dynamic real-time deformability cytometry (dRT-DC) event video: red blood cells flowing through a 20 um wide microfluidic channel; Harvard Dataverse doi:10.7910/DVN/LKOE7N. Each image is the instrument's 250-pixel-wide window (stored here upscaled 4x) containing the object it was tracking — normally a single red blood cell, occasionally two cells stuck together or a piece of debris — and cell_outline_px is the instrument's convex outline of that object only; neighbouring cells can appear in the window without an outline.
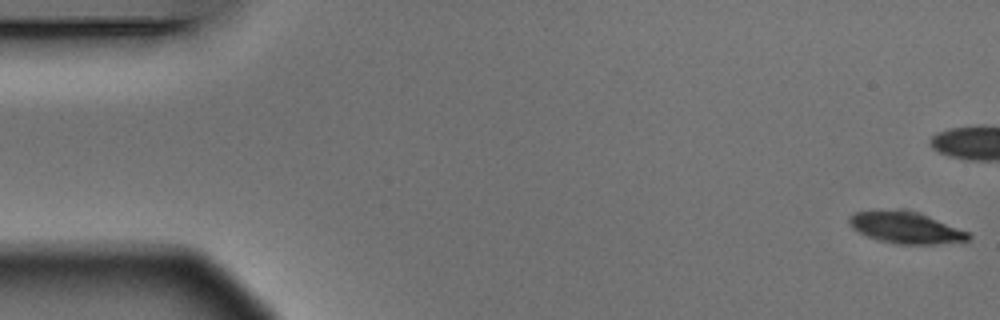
{"species": "Egyptian fruit bat (a non-hibernating species)", "species_latin": "Rousettus aegyptiacus", "temperature_condition": "warm", "stored_images_in_passage": 6, "camera_frame_rate_fps": 3000, "um_per_image_px": 0.085, "animal": {"sex": "male"}, "frame": {"image": 1, "passage_image": 1, "time_ms": 0.0, "image_size_px": [1000, 320], "cell_outline_px": [[972, 236], [968, 240], [936, 244], [896, 244], [880, 240], [868, 236], [852, 228], [848, 224], [848, 216], [856, 212], [912, 212], [936, 220], [968, 232]], "centroid_in_image_um": [76.97, 19.4], "position_along_channel_um": 8.0, "area_um2": 20.69}}
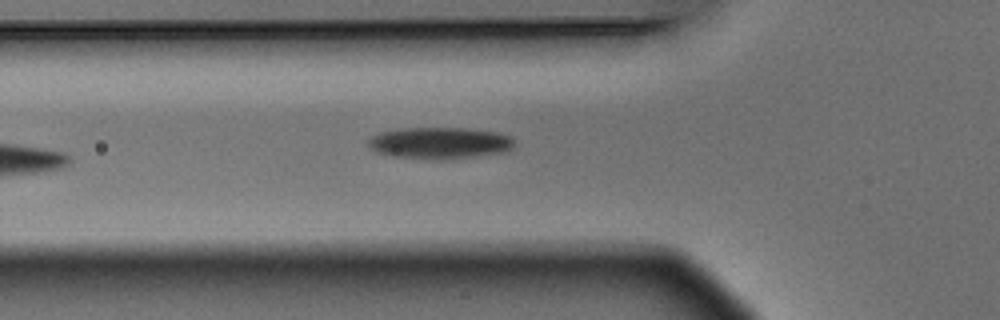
{"frame": {"image": 2, "passage_image": 6, "time_ms": 1.667, "image_size_px": [1000, 320], "cell_outline_px": [[512, 148], [508, 152], [444, 160], [436, 160], [392, 156], [376, 152], [368, 144], [368, 140], [372, 136], [380, 132], [404, 128], [468, 128], [496, 132], [512, 136]], "centroid_in_image_um": [37.39, 12.16], "position_along_channel_um": 88.4, "area_um2": 27.05}}